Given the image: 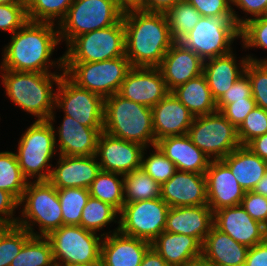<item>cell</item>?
<instances>
[{
    "mask_svg": "<svg viewBox=\"0 0 267 266\" xmlns=\"http://www.w3.org/2000/svg\"><path fill=\"white\" fill-rule=\"evenodd\" d=\"M60 42L57 24L28 20L12 34L10 42L5 45L0 68L52 73L48 69L57 66L59 71L64 72V55L57 61L50 60Z\"/></svg>",
    "mask_w": 267,
    "mask_h": 266,
    "instance_id": "6da1fadb",
    "label": "cell"
},
{
    "mask_svg": "<svg viewBox=\"0 0 267 266\" xmlns=\"http://www.w3.org/2000/svg\"><path fill=\"white\" fill-rule=\"evenodd\" d=\"M125 56L132 67H158L175 43L165 13L137 8L123 11Z\"/></svg>",
    "mask_w": 267,
    "mask_h": 266,
    "instance_id": "7a4b0ae2",
    "label": "cell"
},
{
    "mask_svg": "<svg viewBox=\"0 0 267 266\" xmlns=\"http://www.w3.org/2000/svg\"><path fill=\"white\" fill-rule=\"evenodd\" d=\"M5 94L21 110L37 117L36 120L55 122V86L64 74L14 71L0 68ZM55 82V83H54ZM54 91V92H53Z\"/></svg>",
    "mask_w": 267,
    "mask_h": 266,
    "instance_id": "3957f363",
    "label": "cell"
},
{
    "mask_svg": "<svg viewBox=\"0 0 267 266\" xmlns=\"http://www.w3.org/2000/svg\"><path fill=\"white\" fill-rule=\"evenodd\" d=\"M103 131L144 147L156 145L152 109L115 93L104 100Z\"/></svg>",
    "mask_w": 267,
    "mask_h": 266,
    "instance_id": "277c9868",
    "label": "cell"
},
{
    "mask_svg": "<svg viewBox=\"0 0 267 266\" xmlns=\"http://www.w3.org/2000/svg\"><path fill=\"white\" fill-rule=\"evenodd\" d=\"M19 206L23 208L17 225L25 228L32 236L46 237L63 226L57 188L49 181H28ZM35 224L39 226V232H34Z\"/></svg>",
    "mask_w": 267,
    "mask_h": 266,
    "instance_id": "5b68a950",
    "label": "cell"
},
{
    "mask_svg": "<svg viewBox=\"0 0 267 266\" xmlns=\"http://www.w3.org/2000/svg\"><path fill=\"white\" fill-rule=\"evenodd\" d=\"M49 120H36L25 130L18 142L17 160L23 176L31 181H48L57 153L55 126ZM30 179V180H29Z\"/></svg>",
    "mask_w": 267,
    "mask_h": 266,
    "instance_id": "8992f818",
    "label": "cell"
},
{
    "mask_svg": "<svg viewBox=\"0 0 267 266\" xmlns=\"http://www.w3.org/2000/svg\"><path fill=\"white\" fill-rule=\"evenodd\" d=\"M124 9L116 0H74L59 23L60 41L66 46L77 36L116 24Z\"/></svg>",
    "mask_w": 267,
    "mask_h": 266,
    "instance_id": "52a82bcc",
    "label": "cell"
},
{
    "mask_svg": "<svg viewBox=\"0 0 267 266\" xmlns=\"http://www.w3.org/2000/svg\"><path fill=\"white\" fill-rule=\"evenodd\" d=\"M236 38H240V27L233 15L201 16L179 42L205 61L233 51L231 45Z\"/></svg>",
    "mask_w": 267,
    "mask_h": 266,
    "instance_id": "ba28073f",
    "label": "cell"
},
{
    "mask_svg": "<svg viewBox=\"0 0 267 266\" xmlns=\"http://www.w3.org/2000/svg\"><path fill=\"white\" fill-rule=\"evenodd\" d=\"M131 68L126 56L98 62H64V74L73 83L104 99L119 92Z\"/></svg>",
    "mask_w": 267,
    "mask_h": 266,
    "instance_id": "9c48e42d",
    "label": "cell"
},
{
    "mask_svg": "<svg viewBox=\"0 0 267 266\" xmlns=\"http://www.w3.org/2000/svg\"><path fill=\"white\" fill-rule=\"evenodd\" d=\"M103 237V234L98 236L80 225H63L46 236L52 247L55 266L100 264Z\"/></svg>",
    "mask_w": 267,
    "mask_h": 266,
    "instance_id": "30bf717a",
    "label": "cell"
},
{
    "mask_svg": "<svg viewBox=\"0 0 267 266\" xmlns=\"http://www.w3.org/2000/svg\"><path fill=\"white\" fill-rule=\"evenodd\" d=\"M63 55L64 62H98L125 56L122 18L110 27L75 37Z\"/></svg>",
    "mask_w": 267,
    "mask_h": 266,
    "instance_id": "8fae6325",
    "label": "cell"
},
{
    "mask_svg": "<svg viewBox=\"0 0 267 266\" xmlns=\"http://www.w3.org/2000/svg\"><path fill=\"white\" fill-rule=\"evenodd\" d=\"M187 135L211 160H222L241 145L237 128L219 111L195 117Z\"/></svg>",
    "mask_w": 267,
    "mask_h": 266,
    "instance_id": "7c38bea8",
    "label": "cell"
},
{
    "mask_svg": "<svg viewBox=\"0 0 267 266\" xmlns=\"http://www.w3.org/2000/svg\"><path fill=\"white\" fill-rule=\"evenodd\" d=\"M169 205L160 197L124 203L119 212V232L152 243L165 229Z\"/></svg>",
    "mask_w": 267,
    "mask_h": 266,
    "instance_id": "4fadbf2b",
    "label": "cell"
},
{
    "mask_svg": "<svg viewBox=\"0 0 267 266\" xmlns=\"http://www.w3.org/2000/svg\"><path fill=\"white\" fill-rule=\"evenodd\" d=\"M55 109L74 118L82 125L103 128L104 98L87 89L78 87L65 74L56 86Z\"/></svg>",
    "mask_w": 267,
    "mask_h": 266,
    "instance_id": "5bb4252c",
    "label": "cell"
},
{
    "mask_svg": "<svg viewBox=\"0 0 267 266\" xmlns=\"http://www.w3.org/2000/svg\"><path fill=\"white\" fill-rule=\"evenodd\" d=\"M146 149L139 143L119 139L103 131L97 141L96 157L102 171L126 175L141 168Z\"/></svg>",
    "mask_w": 267,
    "mask_h": 266,
    "instance_id": "9a60e30c",
    "label": "cell"
},
{
    "mask_svg": "<svg viewBox=\"0 0 267 266\" xmlns=\"http://www.w3.org/2000/svg\"><path fill=\"white\" fill-rule=\"evenodd\" d=\"M169 93L158 67H132L118 92L123 98L150 108Z\"/></svg>",
    "mask_w": 267,
    "mask_h": 266,
    "instance_id": "2e32d148",
    "label": "cell"
},
{
    "mask_svg": "<svg viewBox=\"0 0 267 266\" xmlns=\"http://www.w3.org/2000/svg\"><path fill=\"white\" fill-rule=\"evenodd\" d=\"M213 218L217 229L249 248L267 239V227L254 220L241 204L219 209Z\"/></svg>",
    "mask_w": 267,
    "mask_h": 266,
    "instance_id": "e0dca14e",
    "label": "cell"
},
{
    "mask_svg": "<svg viewBox=\"0 0 267 266\" xmlns=\"http://www.w3.org/2000/svg\"><path fill=\"white\" fill-rule=\"evenodd\" d=\"M207 205L213 213L225 207L240 205L245 190L222 160H212L205 172Z\"/></svg>",
    "mask_w": 267,
    "mask_h": 266,
    "instance_id": "ac0fdd59",
    "label": "cell"
},
{
    "mask_svg": "<svg viewBox=\"0 0 267 266\" xmlns=\"http://www.w3.org/2000/svg\"><path fill=\"white\" fill-rule=\"evenodd\" d=\"M48 181L57 189L87 188L101 171L96 155H59Z\"/></svg>",
    "mask_w": 267,
    "mask_h": 266,
    "instance_id": "d6986e66",
    "label": "cell"
},
{
    "mask_svg": "<svg viewBox=\"0 0 267 266\" xmlns=\"http://www.w3.org/2000/svg\"><path fill=\"white\" fill-rule=\"evenodd\" d=\"M118 230L119 226L103 233L100 266H140L151 243L124 235Z\"/></svg>",
    "mask_w": 267,
    "mask_h": 266,
    "instance_id": "ffe728a7",
    "label": "cell"
},
{
    "mask_svg": "<svg viewBox=\"0 0 267 266\" xmlns=\"http://www.w3.org/2000/svg\"><path fill=\"white\" fill-rule=\"evenodd\" d=\"M169 207L200 206L207 204L205 174L176 171L161 185V196Z\"/></svg>",
    "mask_w": 267,
    "mask_h": 266,
    "instance_id": "44dd1931",
    "label": "cell"
},
{
    "mask_svg": "<svg viewBox=\"0 0 267 266\" xmlns=\"http://www.w3.org/2000/svg\"><path fill=\"white\" fill-rule=\"evenodd\" d=\"M204 60L180 42H175L158 66L163 79L171 92L190 79L203 74Z\"/></svg>",
    "mask_w": 267,
    "mask_h": 266,
    "instance_id": "7402d4cb",
    "label": "cell"
},
{
    "mask_svg": "<svg viewBox=\"0 0 267 266\" xmlns=\"http://www.w3.org/2000/svg\"><path fill=\"white\" fill-rule=\"evenodd\" d=\"M63 117L61 125L57 127L58 131H54L55 137L58 136V139H55L58 154L67 156L96 155L97 141L103 128L88 127L70 116L64 115Z\"/></svg>",
    "mask_w": 267,
    "mask_h": 266,
    "instance_id": "603a6c76",
    "label": "cell"
},
{
    "mask_svg": "<svg viewBox=\"0 0 267 266\" xmlns=\"http://www.w3.org/2000/svg\"><path fill=\"white\" fill-rule=\"evenodd\" d=\"M151 109L156 142L169 136L186 135L195 118L172 92Z\"/></svg>",
    "mask_w": 267,
    "mask_h": 266,
    "instance_id": "cb8c5ba5",
    "label": "cell"
},
{
    "mask_svg": "<svg viewBox=\"0 0 267 266\" xmlns=\"http://www.w3.org/2000/svg\"><path fill=\"white\" fill-rule=\"evenodd\" d=\"M213 225V211L207 204L170 207L164 231L192 236L203 245Z\"/></svg>",
    "mask_w": 267,
    "mask_h": 266,
    "instance_id": "d4e9b609",
    "label": "cell"
},
{
    "mask_svg": "<svg viewBox=\"0 0 267 266\" xmlns=\"http://www.w3.org/2000/svg\"><path fill=\"white\" fill-rule=\"evenodd\" d=\"M248 250L213 225L202 245L201 261L208 266H245Z\"/></svg>",
    "mask_w": 267,
    "mask_h": 266,
    "instance_id": "484cf974",
    "label": "cell"
},
{
    "mask_svg": "<svg viewBox=\"0 0 267 266\" xmlns=\"http://www.w3.org/2000/svg\"><path fill=\"white\" fill-rule=\"evenodd\" d=\"M156 146L171 160L178 171L205 174L212 161L195 146L189 136H169L156 142Z\"/></svg>",
    "mask_w": 267,
    "mask_h": 266,
    "instance_id": "4316f807",
    "label": "cell"
},
{
    "mask_svg": "<svg viewBox=\"0 0 267 266\" xmlns=\"http://www.w3.org/2000/svg\"><path fill=\"white\" fill-rule=\"evenodd\" d=\"M151 247L170 266H188L202 258V244L189 235L163 231L151 243Z\"/></svg>",
    "mask_w": 267,
    "mask_h": 266,
    "instance_id": "83f0119b",
    "label": "cell"
},
{
    "mask_svg": "<svg viewBox=\"0 0 267 266\" xmlns=\"http://www.w3.org/2000/svg\"><path fill=\"white\" fill-rule=\"evenodd\" d=\"M233 53L231 51L226 55L207 59L203 63V74L216 102L245 73V67L249 61L248 57H242L237 63L238 60Z\"/></svg>",
    "mask_w": 267,
    "mask_h": 266,
    "instance_id": "f1b7e54d",
    "label": "cell"
},
{
    "mask_svg": "<svg viewBox=\"0 0 267 266\" xmlns=\"http://www.w3.org/2000/svg\"><path fill=\"white\" fill-rule=\"evenodd\" d=\"M222 161L230 168L245 191H252L267 172V161L261 159L246 145H240Z\"/></svg>",
    "mask_w": 267,
    "mask_h": 266,
    "instance_id": "f546056e",
    "label": "cell"
},
{
    "mask_svg": "<svg viewBox=\"0 0 267 266\" xmlns=\"http://www.w3.org/2000/svg\"><path fill=\"white\" fill-rule=\"evenodd\" d=\"M173 95L194 115L203 116L217 110L211 90L204 74L190 79L171 91Z\"/></svg>",
    "mask_w": 267,
    "mask_h": 266,
    "instance_id": "4dcf8cb0",
    "label": "cell"
},
{
    "mask_svg": "<svg viewBox=\"0 0 267 266\" xmlns=\"http://www.w3.org/2000/svg\"><path fill=\"white\" fill-rule=\"evenodd\" d=\"M123 178L124 175L101 170L89 187L90 196L110 204L120 212L125 203Z\"/></svg>",
    "mask_w": 267,
    "mask_h": 266,
    "instance_id": "1f68e13d",
    "label": "cell"
},
{
    "mask_svg": "<svg viewBox=\"0 0 267 266\" xmlns=\"http://www.w3.org/2000/svg\"><path fill=\"white\" fill-rule=\"evenodd\" d=\"M123 187L125 203L156 199L161 196V185L142 168L124 175Z\"/></svg>",
    "mask_w": 267,
    "mask_h": 266,
    "instance_id": "d6a6232c",
    "label": "cell"
},
{
    "mask_svg": "<svg viewBox=\"0 0 267 266\" xmlns=\"http://www.w3.org/2000/svg\"><path fill=\"white\" fill-rule=\"evenodd\" d=\"M28 180L23 176L15 152H0V189L20 201Z\"/></svg>",
    "mask_w": 267,
    "mask_h": 266,
    "instance_id": "836d02e7",
    "label": "cell"
},
{
    "mask_svg": "<svg viewBox=\"0 0 267 266\" xmlns=\"http://www.w3.org/2000/svg\"><path fill=\"white\" fill-rule=\"evenodd\" d=\"M10 266H55L49 240L43 236H32Z\"/></svg>",
    "mask_w": 267,
    "mask_h": 266,
    "instance_id": "e575fe53",
    "label": "cell"
},
{
    "mask_svg": "<svg viewBox=\"0 0 267 266\" xmlns=\"http://www.w3.org/2000/svg\"><path fill=\"white\" fill-rule=\"evenodd\" d=\"M171 35L179 42L199 22L201 14L186 0H181L165 13Z\"/></svg>",
    "mask_w": 267,
    "mask_h": 266,
    "instance_id": "d590c367",
    "label": "cell"
},
{
    "mask_svg": "<svg viewBox=\"0 0 267 266\" xmlns=\"http://www.w3.org/2000/svg\"><path fill=\"white\" fill-rule=\"evenodd\" d=\"M118 216L119 212L113 206L90 196L82 210L81 226L97 233L112 222L119 223Z\"/></svg>",
    "mask_w": 267,
    "mask_h": 266,
    "instance_id": "8d00e7d4",
    "label": "cell"
},
{
    "mask_svg": "<svg viewBox=\"0 0 267 266\" xmlns=\"http://www.w3.org/2000/svg\"><path fill=\"white\" fill-rule=\"evenodd\" d=\"M74 0H26L27 16L34 22H57L65 18ZM58 19V20H57Z\"/></svg>",
    "mask_w": 267,
    "mask_h": 266,
    "instance_id": "74e56055",
    "label": "cell"
},
{
    "mask_svg": "<svg viewBox=\"0 0 267 266\" xmlns=\"http://www.w3.org/2000/svg\"><path fill=\"white\" fill-rule=\"evenodd\" d=\"M61 204L63 225L81 226L82 210L86 205L90 193L87 188L57 189Z\"/></svg>",
    "mask_w": 267,
    "mask_h": 266,
    "instance_id": "f35d334b",
    "label": "cell"
},
{
    "mask_svg": "<svg viewBox=\"0 0 267 266\" xmlns=\"http://www.w3.org/2000/svg\"><path fill=\"white\" fill-rule=\"evenodd\" d=\"M32 237L18 225L0 227V266H10L23 245Z\"/></svg>",
    "mask_w": 267,
    "mask_h": 266,
    "instance_id": "ab89813d",
    "label": "cell"
},
{
    "mask_svg": "<svg viewBox=\"0 0 267 266\" xmlns=\"http://www.w3.org/2000/svg\"><path fill=\"white\" fill-rule=\"evenodd\" d=\"M152 148L154 151L148 157H145L146 152H143L141 168L153 180L162 185L174 175L177 169L175 164L156 145Z\"/></svg>",
    "mask_w": 267,
    "mask_h": 266,
    "instance_id": "60d3db41",
    "label": "cell"
},
{
    "mask_svg": "<svg viewBox=\"0 0 267 266\" xmlns=\"http://www.w3.org/2000/svg\"><path fill=\"white\" fill-rule=\"evenodd\" d=\"M240 39L243 48H261L267 50V14L250 19L240 27Z\"/></svg>",
    "mask_w": 267,
    "mask_h": 266,
    "instance_id": "b9f144b4",
    "label": "cell"
},
{
    "mask_svg": "<svg viewBox=\"0 0 267 266\" xmlns=\"http://www.w3.org/2000/svg\"><path fill=\"white\" fill-rule=\"evenodd\" d=\"M265 133H267V111L256 106L237 129L239 142L241 145H247L251 140Z\"/></svg>",
    "mask_w": 267,
    "mask_h": 266,
    "instance_id": "7bdbcfd3",
    "label": "cell"
},
{
    "mask_svg": "<svg viewBox=\"0 0 267 266\" xmlns=\"http://www.w3.org/2000/svg\"><path fill=\"white\" fill-rule=\"evenodd\" d=\"M245 73L250 78L252 97L257 106L267 111V63L249 60Z\"/></svg>",
    "mask_w": 267,
    "mask_h": 266,
    "instance_id": "ee69618b",
    "label": "cell"
},
{
    "mask_svg": "<svg viewBox=\"0 0 267 266\" xmlns=\"http://www.w3.org/2000/svg\"><path fill=\"white\" fill-rule=\"evenodd\" d=\"M26 4H0V30L14 34L27 21Z\"/></svg>",
    "mask_w": 267,
    "mask_h": 266,
    "instance_id": "f6af8a7d",
    "label": "cell"
},
{
    "mask_svg": "<svg viewBox=\"0 0 267 266\" xmlns=\"http://www.w3.org/2000/svg\"><path fill=\"white\" fill-rule=\"evenodd\" d=\"M196 8L201 16L211 17L219 15H233L237 24L239 18L232 5V0H186Z\"/></svg>",
    "mask_w": 267,
    "mask_h": 266,
    "instance_id": "bcb514c9",
    "label": "cell"
},
{
    "mask_svg": "<svg viewBox=\"0 0 267 266\" xmlns=\"http://www.w3.org/2000/svg\"><path fill=\"white\" fill-rule=\"evenodd\" d=\"M244 98H253L250 78L246 73L242 74L216 102L217 110L220 112L226 105Z\"/></svg>",
    "mask_w": 267,
    "mask_h": 266,
    "instance_id": "7dc6e473",
    "label": "cell"
},
{
    "mask_svg": "<svg viewBox=\"0 0 267 266\" xmlns=\"http://www.w3.org/2000/svg\"><path fill=\"white\" fill-rule=\"evenodd\" d=\"M241 206L254 220L267 227V197L246 191Z\"/></svg>",
    "mask_w": 267,
    "mask_h": 266,
    "instance_id": "c3c4849f",
    "label": "cell"
},
{
    "mask_svg": "<svg viewBox=\"0 0 267 266\" xmlns=\"http://www.w3.org/2000/svg\"><path fill=\"white\" fill-rule=\"evenodd\" d=\"M257 106L253 98L235 101L226 105L220 112L235 127L239 128L250 113Z\"/></svg>",
    "mask_w": 267,
    "mask_h": 266,
    "instance_id": "681fc988",
    "label": "cell"
},
{
    "mask_svg": "<svg viewBox=\"0 0 267 266\" xmlns=\"http://www.w3.org/2000/svg\"><path fill=\"white\" fill-rule=\"evenodd\" d=\"M18 207L19 201L12 194L0 189V227L17 225L18 217L13 216H16L14 211Z\"/></svg>",
    "mask_w": 267,
    "mask_h": 266,
    "instance_id": "f907efd6",
    "label": "cell"
},
{
    "mask_svg": "<svg viewBox=\"0 0 267 266\" xmlns=\"http://www.w3.org/2000/svg\"><path fill=\"white\" fill-rule=\"evenodd\" d=\"M232 6H236L243 10L249 18H237V25L241 27L250 19L261 17L267 14V0H232Z\"/></svg>",
    "mask_w": 267,
    "mask_h": 266,
    "instance_id": "816d5d0a",
    "label": "cell"
},
{
    "mask_svg": "<svg viewBox=\"0 0 267 266\" xmlns=\"http://www.w3.org/2000/svg\"><path fill=\"white\" fill-rule=\"evenodd\" d=\"M245 266H267V239L249 248Z\"/></svg>",
    "mask_w": 267,
    "mask_h": 266,
    "instance_id": "f5cc1de1",
    "label": "cell"
},
{
    "mask_svg": "<svg viewBox=\"0 0 267 266\" xmlns=\"http://www.w3.org/2000/svg\"><path fill=\"white\" fill-rule=\"evenodd\" d=\"M181 0H141L137 9L147 12L166 13Z\"/></svg>",
    "mask_w": 267,
    "mask_h": 266,
    "instance_id": "db71d44e",
    "label": "cell"
},
{
    "mask_svg": "<svg viewBox=\"0 0 267 266\" xmlns=\"http://www.w3.org/2000/svg\"><path fill=\"white\" fill-rule=\"evenodd\" d=\"M246 146L261 159L267 161V133L254 138Z\"/></svg>",
    "mask_w": 267,
    "mask_h": 266,
    "instance_id": "11a10c76",
    "label": "cell"
},
{
    "mask_svg": "<svg viewBox=\"0 0 267 266\" xmlns=\"http://www.w3.org/2000/svg\"><path fill=\"white\" fill-rule=\"evenodd\" d=\"M140 266H170L152 247L144 254Z\"/></svg>",
    "mask_w": 267,
    "mask_h": 266,
    "instance_id": "9f6ffc18",
    "label": "cell"
},
{
    "mask_svg": "<svg viewBox=\"0 0 267 266\" xmlns=\"http://www.w3.org/2000/svg\"><path fill=\"white\" fill-rule=\"evenodd\" d=\"M254 193L267 197V172L265 175L258 181L254 189Z\"/></svg>",
    "mask_w": 267,
    "mask_h": 266,
    "instance_id": "6f0895ef",
    "label": "cell"
},
{
    "mask_svg": "<svg viewBox=\"0 0 267 266\" xmlns=\"http://www.w3.org/2000/svg\"><path fill=\"white\" fill-rule=\"evenodd\" d=\"M116 2L124 10L129 8H137L141 4V0H116Z\"/></svg>",
    "mask_w": 267,
    "mask_h": 266,
    "instance_id": "680465c9",
    "label": "cell"
},
{
    "mask_svg": "<svg viewBox=\"0 0 267 266\" xmlns=\"http://www.w3.org/2000/svg\"><path fill=\"white\" fill-rule=\"evenodd\" d=\"M0 4H25L24 0H0Z\"/></svg>",
    "mask_w": 267,
    "mask_h": 266,
    "instance_id": "91938a15",
    "label": "cell"
},
{
    "mask_svg": "<svg viewBox=\"0 0 267 266\" xmlns=\"http://www.w3.org/2000/svg\"><path fill=\"white\" fill-rule=\"evenodd\" d=\"M248 57V59L250 61H253V62H257V63H267V58H264V59H257V58H254L252 55H246Z\"/></svg>",
    "mask_w": 267,
    "mask_h": 266,
    "instance_id": "94428289",
    "label": "cell"
},
{
    "mask_svg": "<svg viewBox=\"0 0 267 266\" xmlns=\"http://www.w3.org/2000/svg\"><path fill=\"white\" fill-rule=\"evenodd\" d=\"M63 266H100V264H68Z\"/></svg>",
    "mask_w": 267,
    "mask_h": 266,
    "instance_id": "6125c7cd",
    "label": "cell"
},
{
    "mask_svg": "<svg viewBox=\"0 0 267 266\" xmlns=\"http://www.w3.org/2000/svg\"><path fill=\"white\" fill-rule=\"evenodd\" d=\"M188 266H208V265L203 263L202 261H199L197 263H194V264H191V265H188Z\"/></svg>",
    "mask_w": 267,
    "mask_h": 266,
    "instance_id": "be15d7a7",
    "label": "cell"
}]
</instances>
